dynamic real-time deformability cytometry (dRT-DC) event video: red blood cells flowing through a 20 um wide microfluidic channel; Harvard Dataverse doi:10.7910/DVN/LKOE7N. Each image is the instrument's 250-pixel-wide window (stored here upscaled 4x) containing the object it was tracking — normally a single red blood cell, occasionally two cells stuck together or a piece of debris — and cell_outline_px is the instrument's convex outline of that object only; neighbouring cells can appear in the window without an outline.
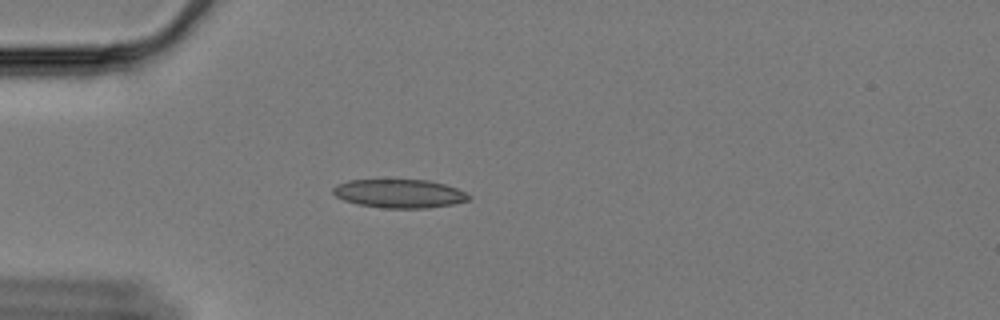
{"species": "Egyptian fruit bat (a non-hibernating species)", "species_latin": "Rousettus aegyptiacus", "temperature_condition": "cold", "stored_images_in_passage": 56, "camera_frame_rate_fps": 3000, "um_per_image_px": 0.085, "animal": {"sex": "female"}, "frame": {"image": 1, "passage_image": 13, "time_ms": 4.0, "image_size_px": [1000, 320], "cell_outline_px": [[472, 196], [468, 200], [452, 204], [428, 208], [384, 208], [360, 204], [344, 200], [336, 196], [332, 192], [332, 188], [336, 184], [348, 180], [428, 180], [444, 184], [456, 188]], "centroid_in_image_um": [33.93, 16.45], "position_along_channel_um": 51.1, "area_um2": 22.48}}
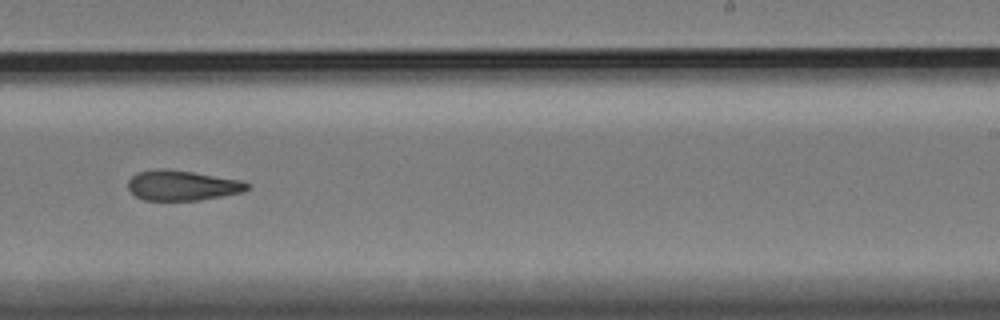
{"frame": {"image": 2, "passage_image": 34, "time_ms": 11.0, "image_size_px": [1000, 320], "cell_outline_px": [[248, 188], [244, 192], [196, 200], [144, 200], [136, 196], [128, 188], [128, 180], [136, 172], [156, 168], [168, 168], [240, 180], [248, 184]], "centroid_in_image_um": [15.43, 15.74], "position_along_channel_um": 273.6, "area_um2": 20.81}}
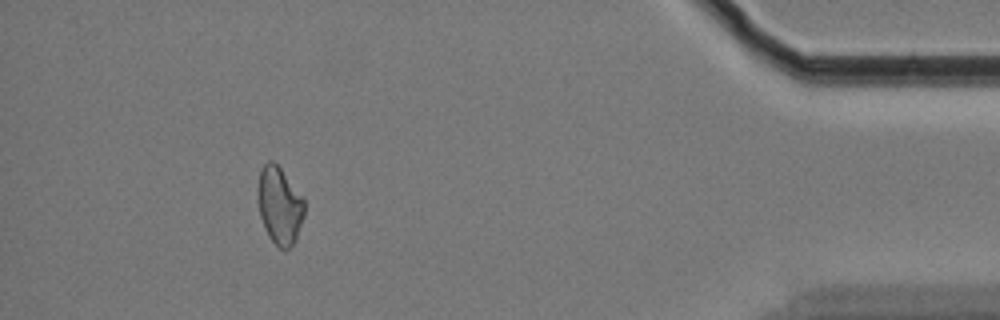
{"frame": {"image": 3, "passage_image": 51, "time_ms": 16.667, "image_size_px": [1000, 320], "cell_outline_px": [[304, 216], [296, 240], [284, 252], [268, 236], [264, 228], [260, 216], [256, 196], [256, 192], [260, 168], [268, 160], [272, 160], [280, 168], [304, 196]], "centroid_in_image_um": [23.75, 17.45], "position_along_channel_um": 411.5, "area_um2": 21.44}, "authors_computed_cell_mechanics": {"area_um2": 21.4727, "velocity_mm_per_s": 3.3448, "shape_relaxation_time_tau1_ms": null, "shape_relaxation_time_tau2_ms": 3.8237, "deformation_change_tau1": null, "deformation_change_tau2": 0.1134}}